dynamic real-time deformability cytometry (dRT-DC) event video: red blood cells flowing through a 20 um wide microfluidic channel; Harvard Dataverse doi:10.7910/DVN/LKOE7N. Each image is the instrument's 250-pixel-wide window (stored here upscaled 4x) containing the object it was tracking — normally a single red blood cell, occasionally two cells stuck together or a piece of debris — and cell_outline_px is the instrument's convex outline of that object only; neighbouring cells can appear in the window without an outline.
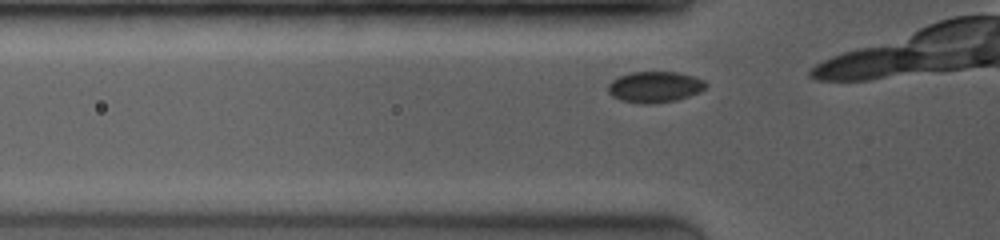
{"species": "common noctule bat (a hibernating species)", "species_latin": "Nyctalus noctula", "temperature_condition": "room temperature", "stored_images_in_passage": 6, "camera_frame_rate_fps": 4000, "um_per_image_px": 0.085, "animal": {"sex": "female", "body_mass_g": 19.0, "forearm_length_mm": 53.3}, "frame": {"image": 1, "passage_image": 3, "time_ms": 0.5, "image_size_px": [1000, 240], "cell_outline_px": [[708, 84], [700, 92], [676, 100], [656, 104], [640, 104], [620, 100], [612, 96], [608, 92], [608, 84], [612, 80], [620, 76], [632, 72], [676, 72], [692, 76], [704, 80]], "centroid_in_image_um": [55.64, 7.4], "position_along_channel_um": 70.2, "area_um2": 17.74}}